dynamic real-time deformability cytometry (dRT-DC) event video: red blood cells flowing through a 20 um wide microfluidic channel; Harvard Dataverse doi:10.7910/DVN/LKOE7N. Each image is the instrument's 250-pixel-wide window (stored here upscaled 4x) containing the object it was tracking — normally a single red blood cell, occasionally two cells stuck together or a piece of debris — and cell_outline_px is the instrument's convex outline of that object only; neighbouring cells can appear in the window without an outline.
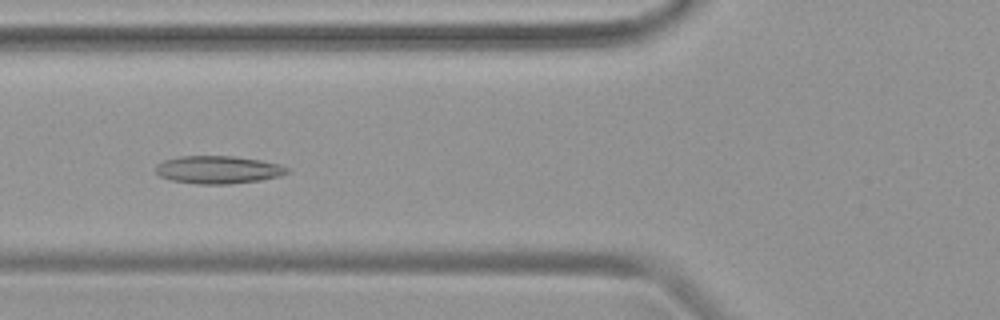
{"species": "common noctule bat (a hibernating species)", "species_latin": "Nyctalus noctula", "temperature_condition": "warm", "stored_images_in_passage": 35, "camera_frame_rate_fps": 3000, "um_per_image_px": 0.085, "animal": {"sex": "female", "body_mass_g": 19.9}, "frame": {"image": 1, "passage_image": 6, "time_ms": 1.667, "image_size_px": [1000, 320], "cell_outline_px": [[288, 172], [280, 176], [260, 180], [232, 184], [200, 184], [172, 180], [160, 176], [156, 172], [156, 164], [164, 160], [180, 156], [236, 156], [260, 160], [280, 164], [288, 168]], "centroid_in_image_um": [18.55, 14.42], "position_along_channel_um": 107.3, "area_um2": 21.27}}
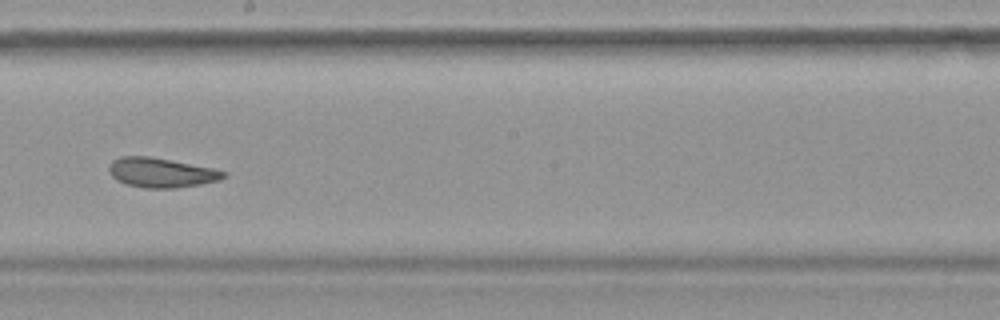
{"frame": {"image": 2, "passage_image": 15, "time_ms": 4.667, "image_size_px": [1000, 320], "cell_outline_px": [[228, 176], [220, 180], [200, 184], [172, 188], [144, 188], [128, 184], [116, 180], [108, 172], [108, 164], [112, 160], [120, 156], [152, 156], [212, 168], [228, 172]], "centroid_in_image_um": [13.69, 14.66], "position_along_channel_um": 234.5, "area_um2": 19.94}}
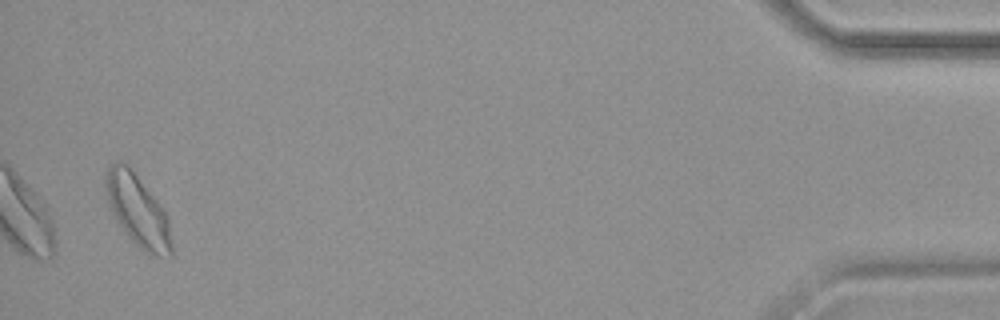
{"frame": {"image": 3, "passage_image": 34, "time_ms": 11.0, "image_size_px": [1000, 320], "cell_outline_px": [[172, 256], [148, 256], [128, 236], [116, 220], [108, 204], [104, 192], [104, 176], [108, 168], [116, 160], [124, 160], [128, 164], [156, 200], [168, 216], [172, 244]], "centroid_in_image_um": [11.68, 17.89], "position_along_channel_um": 423.5, "area_um2": 27.8}}